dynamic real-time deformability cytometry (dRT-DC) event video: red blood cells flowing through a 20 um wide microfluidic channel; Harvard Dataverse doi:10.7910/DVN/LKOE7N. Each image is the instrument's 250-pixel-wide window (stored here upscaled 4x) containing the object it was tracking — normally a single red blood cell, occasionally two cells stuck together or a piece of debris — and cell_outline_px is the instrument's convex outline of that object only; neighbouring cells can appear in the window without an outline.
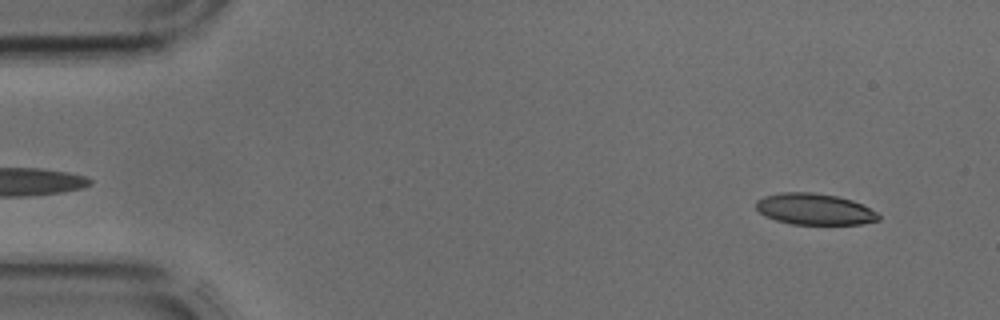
{"species": "common noctule bat (a hibernating species)", "species_latin": "Nyctalus noctula", "temperature_condition": "cold", "stored_images_in_passage": 42, "camera_frame_rate_fps": 3000, "um_per_image_px": 0.085, "animal": {"sex": "male", "body_mass_g": 17.9, "forearm_length_mm": 54.2}, "frame": {"image": 1, "passage_image": 3, "time_ms": 0.667, "image_size_px": [1000, 320], "cell_outline_px": [[880, 220], [860, 224], [792, 224], [776, 220], [764, 216], [756, 208], [756, 200], [764, 196], [780, 192], [812, 192], [836, 196], [852, 200], [876, 212], [880, 216]], "centroid_in_image_um": [69.2, 17.77], "position_along_channel_um": 15.8, "area_um2": 22.25}}
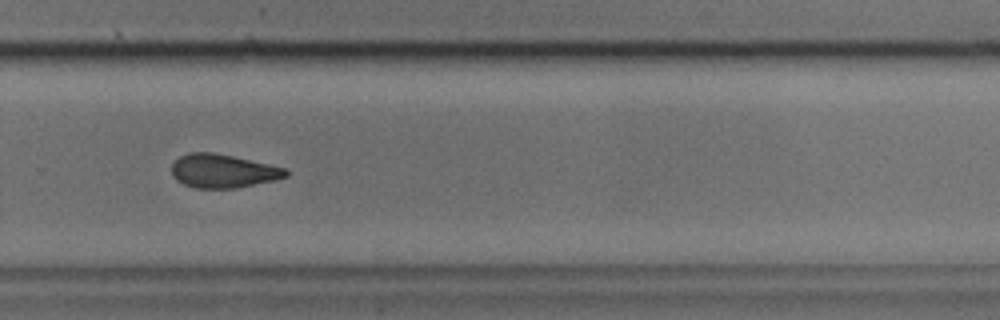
{"frame": {"image": 2, "passage_image": 28, "time_ms": 9.0, "image_size_px": [1000, 320], "cell_outline_px": [[292, 172], [288, 176], [276, 180], [236, 188], [196, 188], [184, 184], [176, 180], [172, 176], [172, 164], [180, 156], [188, 152], [212, 152], [232, 156], [288, 168]], "centroid_in_image_um": [18.99, 14.54], "position_along_channel_um": 310.8, "area_um2": 22.54}}
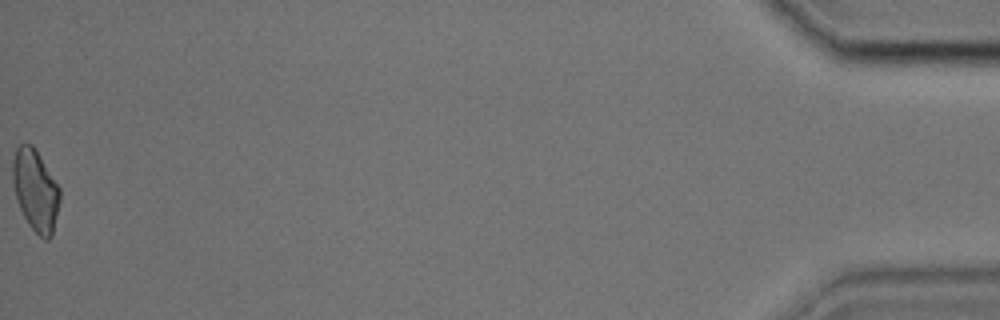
{"frame": {"image": 3, "passage_image": 42, "time_ms": 13.667, "image_size_px": [1000, 320], "cell_outline_px": [[60, 200], [52, 236], [48, 240], [44, 240], [28, 224], [16, 200], [12, 180], [12, 160], [16, 148], [24, 140], [32, 144], [60, 188]], "centroid_in_image_um": [3.0, 16.15], "position_along_channel_um": 432.2, "area_um2": 22.54}}